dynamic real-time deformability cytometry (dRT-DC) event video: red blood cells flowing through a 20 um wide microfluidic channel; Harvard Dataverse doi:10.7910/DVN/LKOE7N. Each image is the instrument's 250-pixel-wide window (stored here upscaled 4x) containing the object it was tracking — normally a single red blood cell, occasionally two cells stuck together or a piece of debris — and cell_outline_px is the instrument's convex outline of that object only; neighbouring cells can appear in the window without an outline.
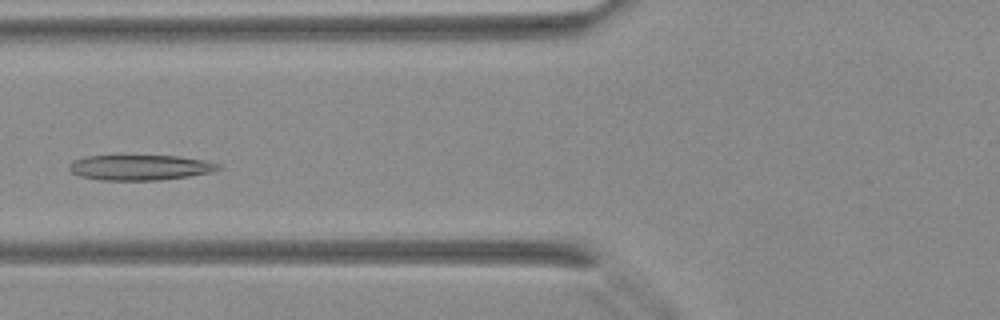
{"species": "Egyptian fruit bat (a non-hibernating species)", "species_latin": "Rousettus aegyptiacus", "temperature_condition": "warm", "stored_images_in_passage": 37, "camera_frame_rate_fps": 3000, "um_per_image_px": 0.085, "animal": {"sex": "female"}, "frame": {"image": 1, "passage_image": 12, "time_ms": 3.667, "image_size_px": [1000, 320], "cell_outline_px": [[220, 168], [212, 172], [188, 176], [160, 180], [100, 180], [80, 176], [72, 172], [68, 168], [68, 164], [76, 160], [88, 156], [180, 156], [204, 160], [220, 164]], "centroid_in_image_um": [11.92, 14.24], "position_along_channel_um": 113.9, "area_um2": 21.85}}
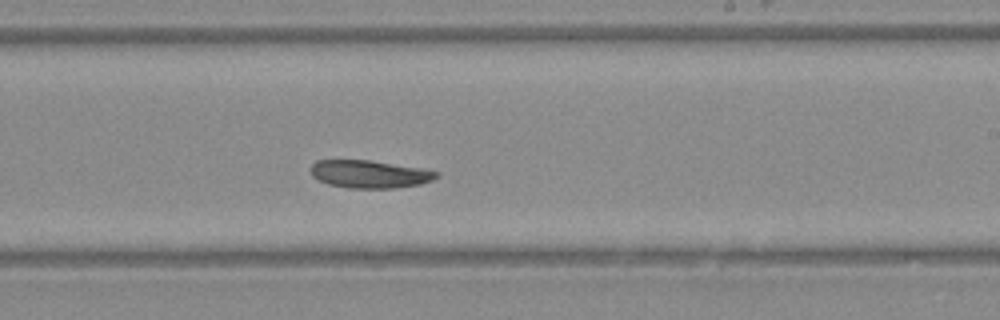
{"frame": {"image": 2, "passage_image": 21, "time_ms": 6.667, "image_size_px": [1000, 320], "cell_outline_px": [[440, 176], [432, 180], [420, 184], [392, 188], [348, 188], [328, 184], [312, 176], [312, 164], [316, 160], [368, 160], [420, 168], [440, 172]], "centroid_in_image_um": [31.43, 14.8], "position_along_channel_um": 257.6, "area_um2": 20.17}}
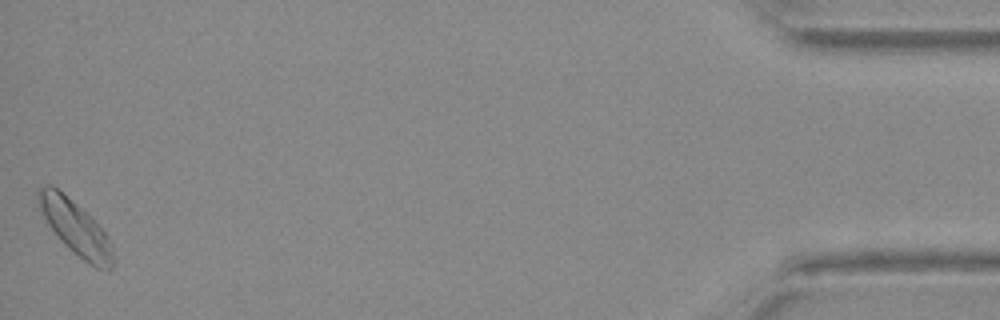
{"frame": {"image": 3, "passage_image": 37, "time_ms": 12.0, "image_size_px": [1000, 320], "cell_outline_px": [[112, 268], [108, 272], [96, 268], [88, 264], [64, 244], [56, 236], [48, 224], [40, 208], [36, 196], [36, 192], [40, 188], [48, 184], [52, 184], [80, 208], [104, 232], [112, 252]], "centroid_in_image_um": [6.37, 19.38], "position_along_channel_um": 428.8, "area_um2": 22.77}}